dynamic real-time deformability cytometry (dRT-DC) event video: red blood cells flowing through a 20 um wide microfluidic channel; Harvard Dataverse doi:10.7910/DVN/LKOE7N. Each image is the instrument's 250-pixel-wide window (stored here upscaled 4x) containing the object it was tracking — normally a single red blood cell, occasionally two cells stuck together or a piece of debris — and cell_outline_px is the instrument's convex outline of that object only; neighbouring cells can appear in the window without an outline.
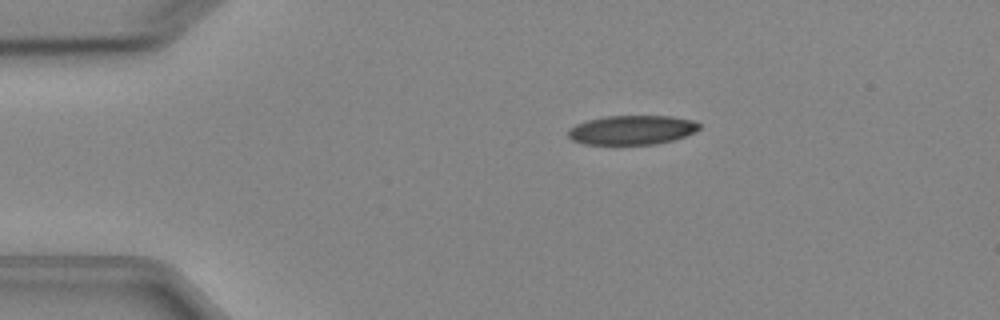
{"species": "Egyptian fruit bat (a non-hibernating species)", "species_latin": "Rousettus aegyptiacus", "temperature_condition": "cold", "stored_images_in_passage": 6, "camera_frame_rate_fps": 3000, "um_per_image_px": 0.085, "animal": {"sex": "female"}, "frame": {"image": 1, "passage_image": 3, "time_ms": 2.333, "image_size_px": [1000, 320], "cell_outline_px": [[700, 128], [696, 132], [672, 140], [656, 144], [584, 144], [572, 140], [568, 136], [568, 132], [576, 124], [588, 120], [604, 116], [672, 116], [692, 120], [700, 124]], "centroid_in_image_um": [53.73, 11.04], "position_along_channel_um": 31.3, "area_um2": 22.25}}
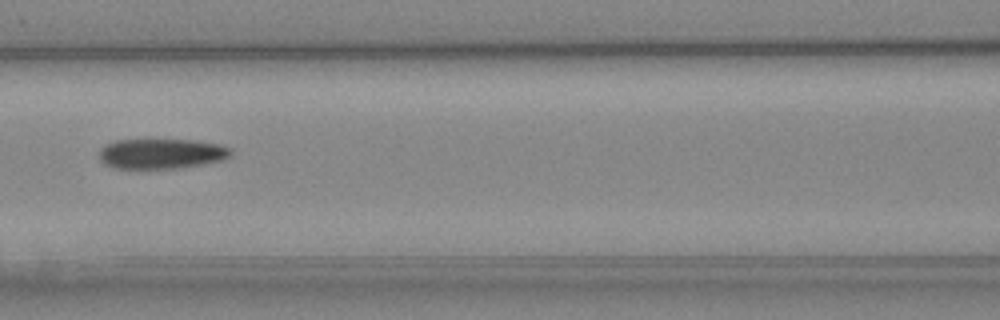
{"frame": {"image": 2, "passage_image": 6, "time_ms": 6.667, "image_size_px": [1000, 320], "cell_outline_px": [[232, 152], [224, 160], [204, 164], [176, 168], [112, 168], [104, 164], [100, 160], [100, 148], [104, 144], [116, 140], [196, 140], [220, 144], [232, 148]], "centroid_in_image_um": [13.72, 13.06], "position_along_channel_um": 152.9, "area_um2": 23.24}}